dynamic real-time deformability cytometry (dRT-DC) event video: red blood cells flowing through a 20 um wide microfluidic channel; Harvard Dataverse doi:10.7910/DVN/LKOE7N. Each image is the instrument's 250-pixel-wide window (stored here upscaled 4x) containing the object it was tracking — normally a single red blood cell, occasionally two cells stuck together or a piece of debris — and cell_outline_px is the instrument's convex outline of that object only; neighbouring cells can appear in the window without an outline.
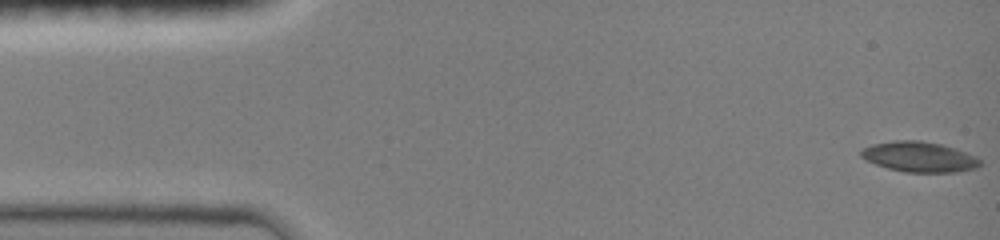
{"species": "common noctule bat (a hibernating species)", "species_latin": "Nyctalus noctula", "temperature_condition": "room temperature", "stored_images_in_passage": 48, "camera_frame_rate_fps": 3000, "um_per_image_px": 0.085, "animal": {"sex": "female", "body_mass_g": 19.0, "forearm_length_mm": 51.5}, "frame": {"image": 1, "passage_image": 1, "time_ms": 0.0, "image_size_px": [1000, 240], "cell_outline_px": [[980, 164], [976, 168], [956, 172], [904, 172], [888, 168], [876, 164], [860, 156], [860, 152], [864, 148], [872, 144], [892, 140], [920, 140], [940, 144], [956, 148], [976, 156], [980, 160]], "centroid_in_image_um": [78.15, 13.32], "position_along_channel_um": 6.9, "area_um2": 20.98}}
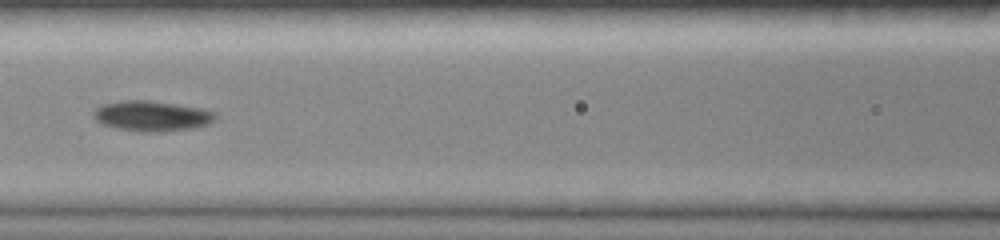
{"frame": {"image": 2, "passage_image": 21, "time_ms": 6.667, "image_size_px": [1000, 240], "cell_outline_px": [[216, 120], [208, 124], [192, 128], [156, 132], [140, 132], [116, 128], [104, 124], [96, 120], [92, 116], [92, 112], [96, 108], [104, 104], [120, 100], [148, 100], [200, 108], [216, 112]], "centroid_in_image_um": [12.89, 9.86], "position_along_channel_um": 153.7, "area_um2": 21.5}}
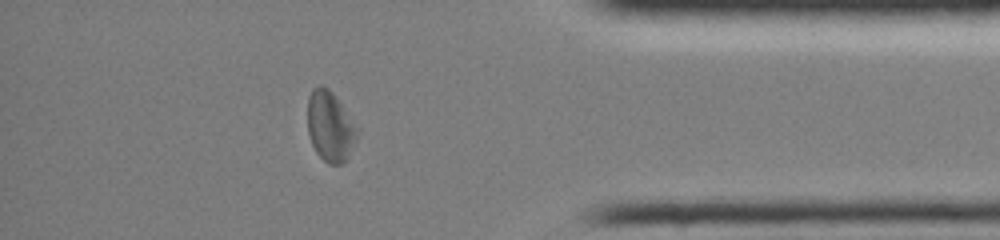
{"frame": {"image": 3, "passage_image": 41, "time_ms": 13.333, "image_size_px": [1000, 240], "cell_outline_px": [[360, 132], [344, 164], [328, 164], [316, 152], [312, 144], [308, 132], [308, 96], [312, 88], [320, 84], [328, 88], [332, 92], [360, 128]], "centroid_in_image_um": [28.08, 10.73], "position_along_channel_um": 407.1, "area_um2": 20.58}, "authors_computed_cell_mechanics": {"area_um2": 20.4323, "velocity_mm_per_s": 4.0338, "shape_relaxation_time_tau1_ms": 4.4783, "shape_relaxation_time_tau2_ms": null, "deformation_change_tau1": 0.1514, "deformation_change_tau2": null}}